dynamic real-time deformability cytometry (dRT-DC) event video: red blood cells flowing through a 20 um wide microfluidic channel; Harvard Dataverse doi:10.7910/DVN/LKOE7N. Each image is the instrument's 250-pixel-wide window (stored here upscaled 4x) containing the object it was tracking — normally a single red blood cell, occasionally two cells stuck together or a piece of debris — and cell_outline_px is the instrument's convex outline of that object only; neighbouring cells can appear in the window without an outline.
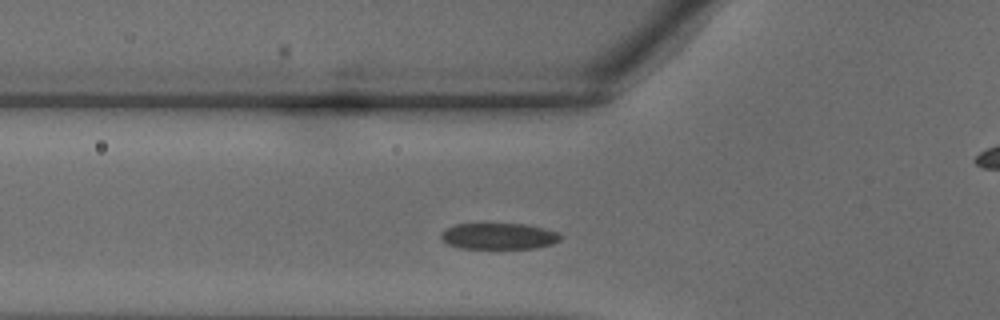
{"species": "common noctule bat (a hibernating species)", "species_latin": "Nyctalus noctula", "temperature_condition": "warm", "stored_images_in_passage": 30, "camera_frame_rate_fps": 3000, "um_per_image_px": 0.085, "animal": {"sex": "male", "body_mass_g": 18.8}, "frame": {"image": 1, "passage_image": 5, "time_ms": 1.333, "image_size_px": [1000, 320], "cell_outline_px": [[564, 236], [560, 240], [552, 244], [536, 248], [460, 248], [448, 244], [440, 240], [440, 232], [444, 228], [452, 224], [524, 224], [544, 228], [556, 232]], "centroid_in_image_um": [42.35, 20.07], "position_along_channel_um": 83.5, "area_um2": 18.44}}
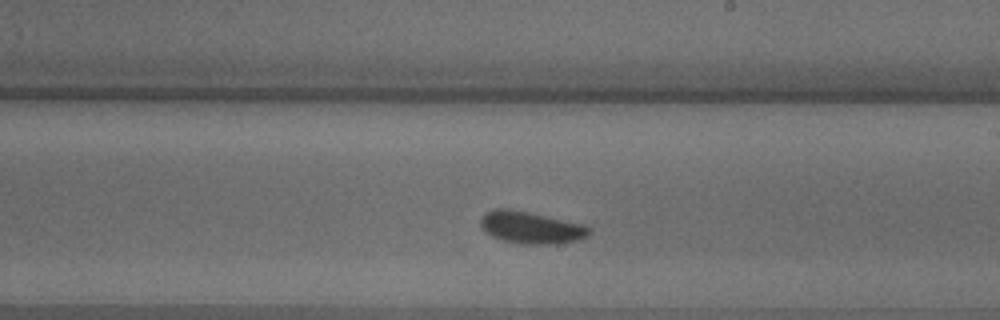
{"frame": {"image": 2, "passage_image": 14, "time_ms": 4.333, "image_size_px": [1000, 320], "cell_outline_px": [[592, 232], [588, 236], [580, 240], [552, 244], [520, 244], [504, 240], [492, 236], [484, 232], [480, 224], [480, 220], [484, 212], [496, 208], [504, 208], [528, 212], [584, 224], [592, 228]], "centroid_in_image_um": [45.15, 19.34], "position_along_channel_um": 243.8, "area_um2": 20.46}}
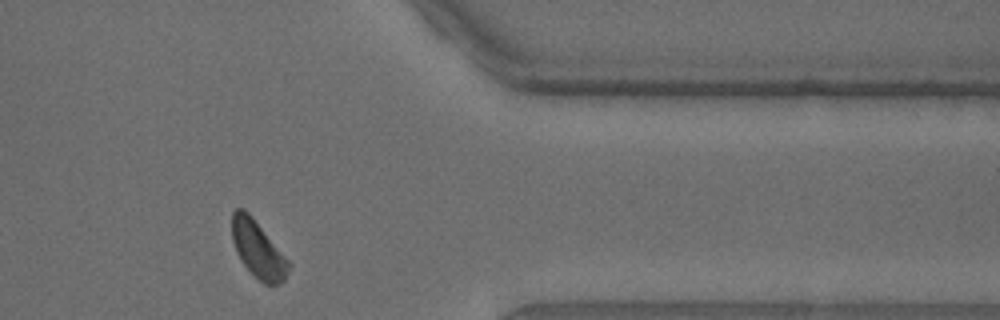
{"frame": {"image": 3, "passage_image": 23, "time_ms": 7.333, "image_size_px": [1000, 320], "cell_outline_px": [[292, 264], [284, 280], [276, 284], [264, 284], [240, 260], [236, 252], [232, 240], [232, 212], [236, 208], [244, 208], [252, 216]], "centroid_in_image_um": [21.93, 21.17], "position_along_channel_um": 389.5, "area_um2": 18.61}}